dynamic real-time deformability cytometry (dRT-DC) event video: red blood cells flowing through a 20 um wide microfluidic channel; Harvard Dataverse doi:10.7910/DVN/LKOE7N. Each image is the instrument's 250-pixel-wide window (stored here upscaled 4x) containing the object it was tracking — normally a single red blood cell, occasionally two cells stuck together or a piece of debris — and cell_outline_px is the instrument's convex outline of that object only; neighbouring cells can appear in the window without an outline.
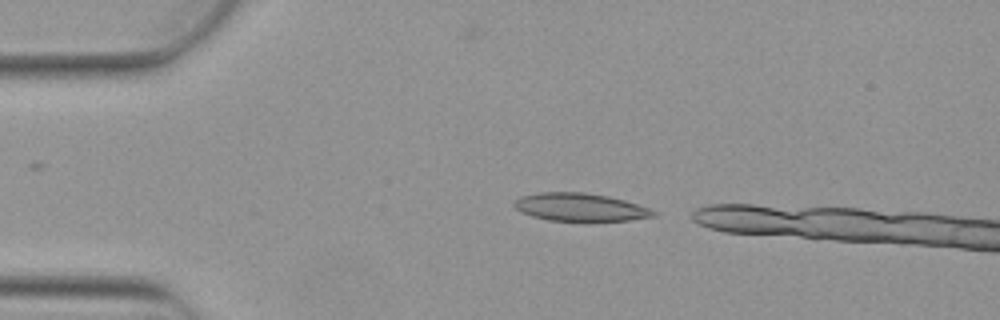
{"species": "Egyptian fruit bat (a non-hibernating species)", "species_latin": "Rousettus aegyptiacus", "temperature_condition": "warm", "stored_images_in_passage": 3, "camera_frame_rate_fps": 3000, "um_per_image_px": 0.085, "animal": {"sex": "female"}, "frame": {"image": 1, "passage_image": 1, "time_ms": 0.0, "image_size_px": [1000, 320], "cell_outline_px": [[656, 216], [628, 220], [548, 220], [532, 216], [520, 212], [512, 204], [520, 196], [536, 192], [584, 192], [608, 196], [624, 200], [648, 208], [656, 212]], "centroid_in_image_um": [49.26, 17.59], "position_along_channel_um": 35.7, "area_um2": 22.43}}